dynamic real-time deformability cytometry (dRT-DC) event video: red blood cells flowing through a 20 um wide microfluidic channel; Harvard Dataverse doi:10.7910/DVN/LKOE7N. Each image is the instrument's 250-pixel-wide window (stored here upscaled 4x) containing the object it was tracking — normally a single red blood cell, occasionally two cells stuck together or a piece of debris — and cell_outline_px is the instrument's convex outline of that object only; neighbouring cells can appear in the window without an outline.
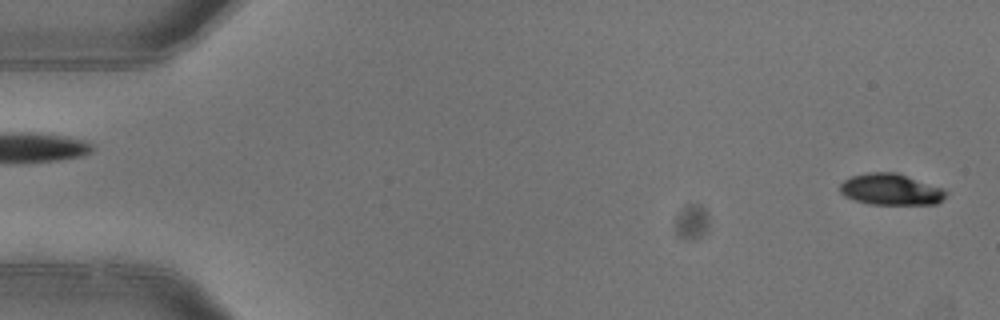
{"species": "common noctule bat (a hibernating species)", "species_latin": "Nyctalus noctula", "temperature_condition": "warm", "stored_images_in_passage": 4, "camera_frame_rate_fps": 3000, "um_per_image_px": 0.085, "animal": {"sex": "female"}, "frame": {"image": 1, "passage_image": 1, "time_ms": 0.0, "image_size_px": [1000, 320], "cell_outline_px": [[948, 192], [936, 204], [868, 204], [844, 196], [840, 192], [840, 184], [844, 180], [852, 176], [868, 172], [896, 172], [944, 188]], "centroid_in_image_um": [75.71, 16.09], "position_along_channel_um": 9.3, "area_um2": 19.31}}
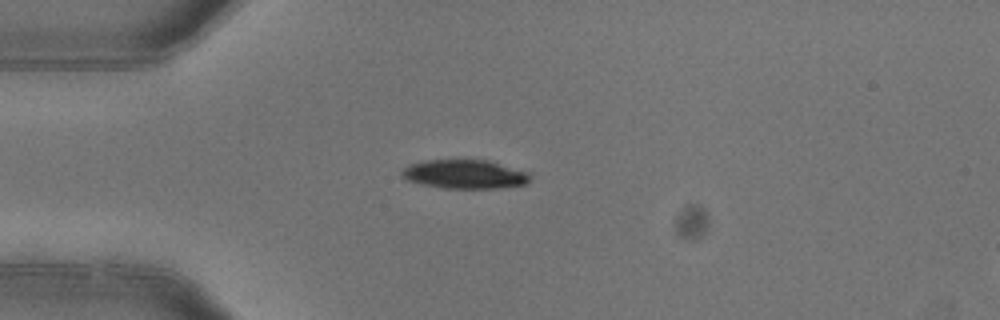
{"frame": {"image": 2, "passage_image": 4, "time_ms": 1.0, "image_size_px": [1000, 320], "cell_outline_px": [[532, 176], [528, 184], [496, 188], [444, 188], [420, 184], [408, 180], [400, 176], [400, 172], [408, 164], [424, 160], [488, 160], [528, 172]], "centroid_in_image_um": [39.49, 14.81], "position_along_channel_um": 45.5, "area_um2": 21.73}}